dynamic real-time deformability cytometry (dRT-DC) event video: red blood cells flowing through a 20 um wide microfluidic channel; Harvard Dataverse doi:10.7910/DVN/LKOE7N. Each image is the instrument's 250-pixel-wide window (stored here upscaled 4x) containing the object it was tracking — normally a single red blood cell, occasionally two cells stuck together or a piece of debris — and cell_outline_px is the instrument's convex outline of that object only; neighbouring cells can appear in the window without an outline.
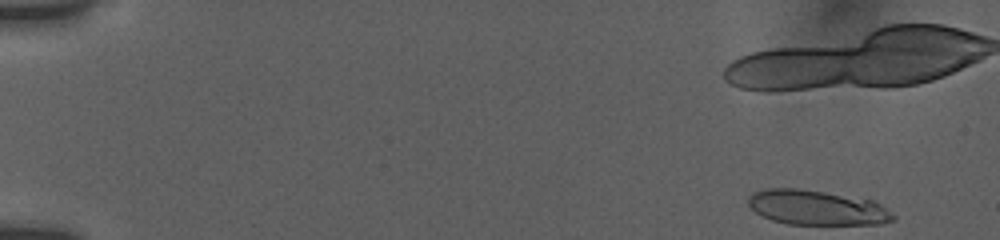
{"species": "human", "species_latin": "Homo sapiens", "temperature_condition": "room temperature", "stored_images_in_passage": 26, "camera_frame_rate_fps": 3000, "um_per_image_px": 0.085, "donor": {"sex": "female"}, "frame": {"image": 1, "passage_image": 1, "time_ms": 0.0, "image_size_px": [1000, 240], "cell_outline_px": [[896, 220], [880, 224], [788, 224], [772, 220], [756, 212], [748, 204], [748, 196], [752, 192], [768, 188], [800, 188], [872, 200], [880, 204], [896, 216]], "centroid_in_image_um": [69.43, 17.65], "position_along_channel_um": 15.6, "area_um2": 29.3}}